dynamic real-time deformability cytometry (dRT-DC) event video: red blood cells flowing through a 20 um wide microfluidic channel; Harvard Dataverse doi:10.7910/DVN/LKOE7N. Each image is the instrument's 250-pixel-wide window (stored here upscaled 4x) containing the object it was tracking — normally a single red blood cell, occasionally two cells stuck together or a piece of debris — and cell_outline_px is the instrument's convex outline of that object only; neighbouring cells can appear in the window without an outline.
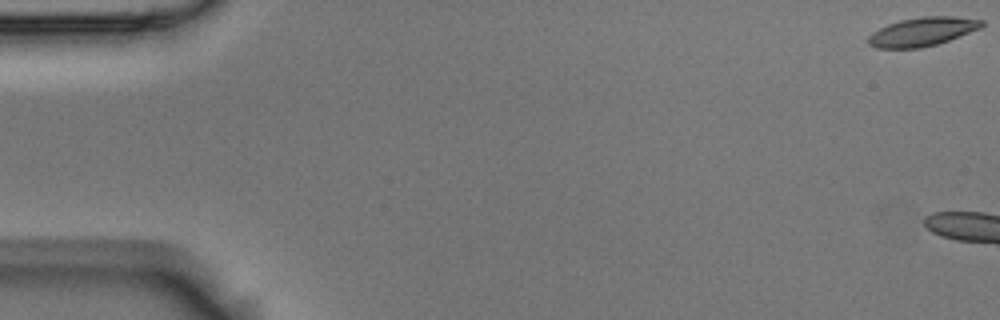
{"species": "Egyptian fruit bat (a non-hibernating species)", "species_latin": "Rousettus aegyptiacus", "temperature_condition": "room temperature", "stored_images_in_passage": 4, "camera_frame_rate_fps": 3000, "um_per_image_px": 0.085, "animal": {"sex": "male"}, "frame": {"image": 1, "passage_image": 1, "time_ms": 0.0, "image_size_px": [1000, 320], "cell_outline_px": [[984, 24], [980, 28], [948, 40], [936, 44], [920, 48], [876, 48], [868, 44], [868, 36], [872, 32], [888, 24], [900, 20], [920, 16], [956, 16], [984, 20]], "centroid_in_image_um": [78.39, 2.68], "position_along_channel_um": 6.6, "area_um2": 18.96}}